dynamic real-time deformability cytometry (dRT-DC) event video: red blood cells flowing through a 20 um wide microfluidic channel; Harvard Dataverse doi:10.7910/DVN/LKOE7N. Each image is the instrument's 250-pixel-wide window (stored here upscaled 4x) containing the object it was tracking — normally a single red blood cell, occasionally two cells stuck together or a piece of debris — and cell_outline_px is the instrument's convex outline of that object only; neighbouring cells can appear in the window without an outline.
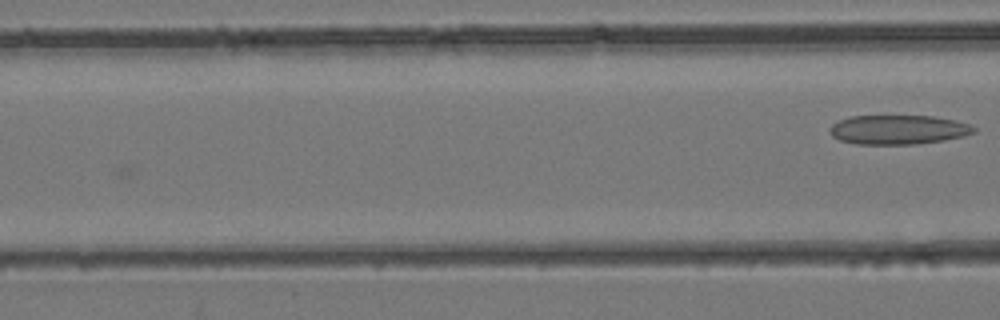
{"species": "common noctule bat (a hibernating species)", "species_latin": "Nyctalus noctula", "temperature_condition": "room temperature", "stored_images_in_passage": 6, "camera_frame_rate_fps": 3000, "um_per_image_px": 0.085, "animal": {"sex": "female", "body_mass_g": 24.6, "forearm_length_mm": 56.2}, "frame": {"image": 1, "passage_image": 6, "time_ms": 1.667, "image_size_px": [1000, 320], "cell_outline_px": [[976, 132], [964, 136], [944, 140], [916, 144], [856, 144], [840, 140], [832, 136], [828, 132], [828, 128], [832, 124], [848, 116], [932, 116], [956, 120], [968, 124], [976, 128]], "centroid_in_image_um": [76.33, 11.02], "position_along_channel_um": 90.3, "area_um2": 24.74}}